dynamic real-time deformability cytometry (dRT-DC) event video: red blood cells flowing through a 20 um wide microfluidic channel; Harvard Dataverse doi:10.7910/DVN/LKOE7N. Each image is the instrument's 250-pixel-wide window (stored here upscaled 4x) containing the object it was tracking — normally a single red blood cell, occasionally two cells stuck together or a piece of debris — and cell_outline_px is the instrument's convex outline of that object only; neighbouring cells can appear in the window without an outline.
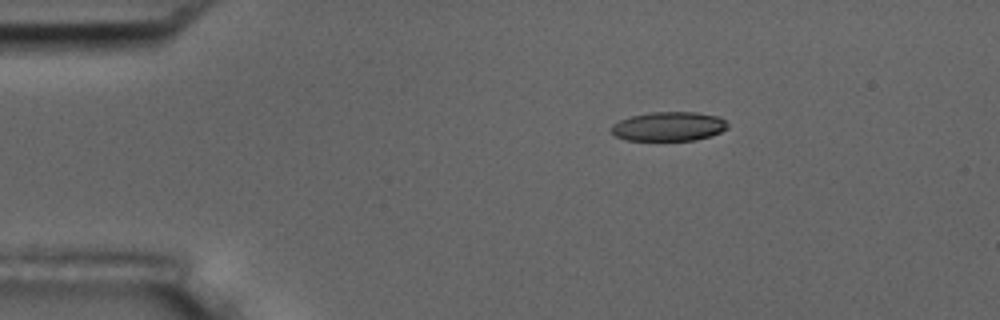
{"species": "common noctule bat (a hibernating species)", "species_latin": "Nyctalus noctula", "temperature_condition": "room temperature", "stored_images_in_passage": 2, "camera_frame_rate_fps": 3000, "um_per_image_px": 0.085, "animal": {"sex": "male", "body_mass_g": 17.5, "forearm_length_mm": 52.3}, "frame": {"image": 1, "passage_image": 2, "time_ms": 2.0, "image_size_px": [1000, 320], "cell_outline_px": [[728, 128], [720, 132], [696, 140], [624, 140], [616, 136], [612, 132], [612, 124], [620, 120], [632, 116], [652, 112], [696, 112], [720, 116], [728, 124]], "centroid_in_image_um": [56.86, 10.74], "position_along_channel_um": 28.1, "area_um2": 19.71}}